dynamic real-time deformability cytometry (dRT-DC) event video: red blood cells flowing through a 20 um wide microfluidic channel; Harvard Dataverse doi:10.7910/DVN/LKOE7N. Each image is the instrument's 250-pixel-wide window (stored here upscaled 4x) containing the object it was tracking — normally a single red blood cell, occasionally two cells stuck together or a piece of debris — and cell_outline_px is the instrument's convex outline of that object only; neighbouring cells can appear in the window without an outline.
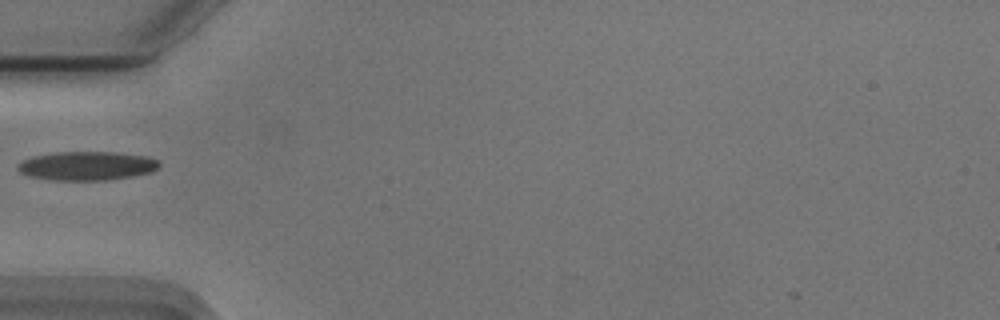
{"species": "Egyptian fruit bat (a non-hibernating species)", "species_latin": "Rousettus aegyptiacus", "temperature_condition": "cold", "stored_images_in_passage": 37, "camera_frame_rate_fps": 3000, "um_per_image_px": 0.085, "animal": {"sex": "male"}, "frame": {"image": 1, "passage_image": 1, "time_ms": 0.0, "image_size_px": [1000, 320], "cell_outline_px": [[160, 164], [152, 172], [132, 176], [104, 180], [48, 180], [28, 176], [20, 172], [16, 168], [16, 164], [32, 156], [56, 152], [116, 152], [148, 156], [156, 160]], "centroid_in_image_um": [7.34, 14.09], "position_along_channel_um": 77.7, "area_um2": 23.87}}
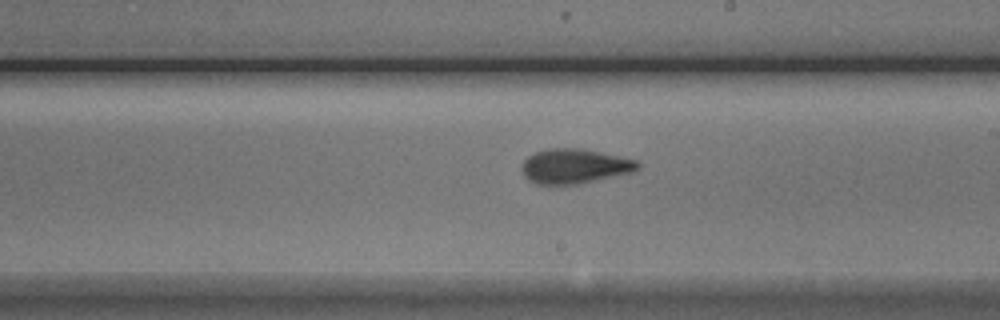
{"frame": {"image": 2, "passage_image": 14, "time_ms": 4.333, "image_size_px": [1000, 320], "cell_outline_px": [[640, 168], [636, 172], [580, 184], [536, 184], [528, 180], [524, 176], [520, 168], [524, 160], [528, 156], [536, 152], [548, 148], [580, 148], [636, 160], [640, 164]], "centroid_in_image_um": [48.84, 14.14], "position_along_channel_um": 240.2, "area_um2": 23.64}}
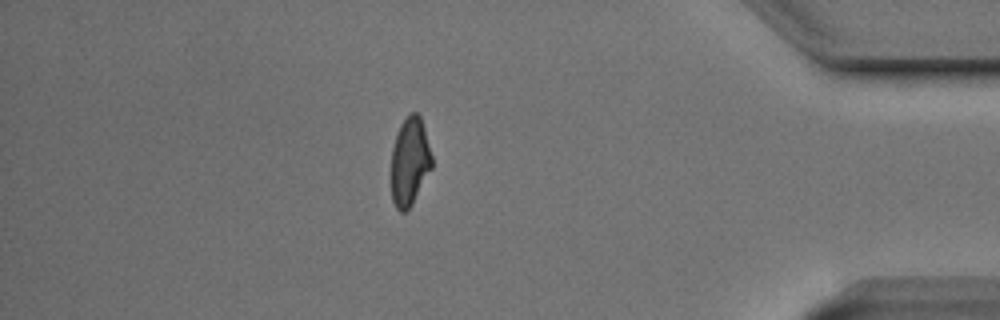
{"frame": {"image": 3, "passage_image": 30, "time_ms": 9.667, "image_size_px": [1000, 320], "cell_outline_px": [[432, 168], [412, 204], [404, 212], [400, 212], [396, 208], [392, 200], [392, 148], [400, 124], [412, 112], [416, 112], [420, 116], [424, 128], [432, 156]], "centroid_in_image_um": [34.83, 13.75], "position_along_channel_um": 400.4, "area_um2": 20.63}}